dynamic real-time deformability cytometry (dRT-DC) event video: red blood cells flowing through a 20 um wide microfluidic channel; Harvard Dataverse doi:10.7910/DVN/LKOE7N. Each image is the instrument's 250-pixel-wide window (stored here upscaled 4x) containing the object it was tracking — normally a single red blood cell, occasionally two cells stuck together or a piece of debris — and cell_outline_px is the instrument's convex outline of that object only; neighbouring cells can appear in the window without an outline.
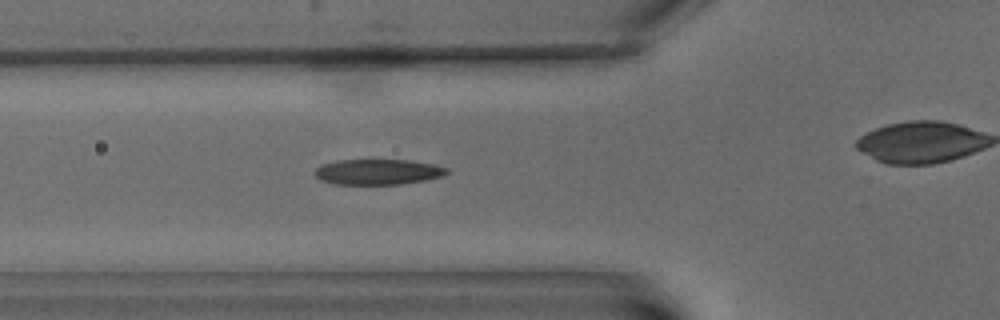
{"species": "common noctule bat (a hibernating species)", "species_latin": "Nyctalus noctula", "temperature_condition": "warm", "stored_images_in_passage": 4, "camera_frame_rate_fps": 3000, "um_per_image_px": 0.085, "animal": {"sex": "male", "body_mass_g": 15.6}, "frame": {"image": 1, "passage_image": 3, "time_ms": 2.333, "image_size_px": [1000, 320], "cell_outline_px": [[448, 172], [440, 176], [424, 180], [400, 184], [332, 184], [320, 180], [316, 176], [316, 168], [320, 164], [336, 160], [408, 160], [432, 164], [448, 168]], "centroid_in_image_um": [32.06, 14.61], "position_along_channel_um": 93.7, "area_um2": 19.48}}